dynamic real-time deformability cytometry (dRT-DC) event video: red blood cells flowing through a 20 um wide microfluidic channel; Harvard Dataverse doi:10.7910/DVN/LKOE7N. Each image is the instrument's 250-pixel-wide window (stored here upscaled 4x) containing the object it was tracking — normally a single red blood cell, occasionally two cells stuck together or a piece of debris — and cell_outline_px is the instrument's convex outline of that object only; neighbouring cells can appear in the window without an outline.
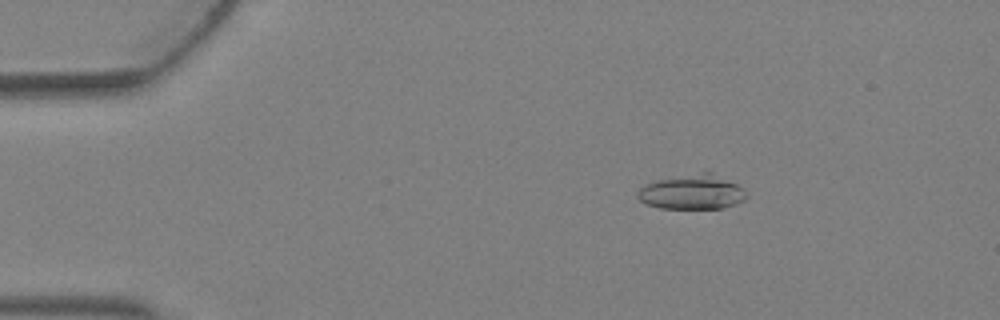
{"species": "Egyptian fruit bat (a non-hibernating species)", "species_latin": "Rousettus aegyptiacus", "temperature_condition": "warm", "stored_images_in_passage": 4, "camera_frame_rate_fps": 3000, "um_per_image_px": 0.085, "animal": {"sex": "female"}, "frame": {"image": 1, "passage_image": 3, "time_ms": 0.667, "image_size_px": [1000, 320], "cell_outline_px": [[748, 196], [744, 200], [736, 204], [724, 208], [660, 208], [648, 204], [640, 200], [636, 196], [636, 192], [644, 184], [656, 180], [704, 172], [712, 172], [744, 188]], "centroid_in_image_um": [58.84, 16.33], "position_along_channel_um": 26.2, "area_um2": 21.91}}